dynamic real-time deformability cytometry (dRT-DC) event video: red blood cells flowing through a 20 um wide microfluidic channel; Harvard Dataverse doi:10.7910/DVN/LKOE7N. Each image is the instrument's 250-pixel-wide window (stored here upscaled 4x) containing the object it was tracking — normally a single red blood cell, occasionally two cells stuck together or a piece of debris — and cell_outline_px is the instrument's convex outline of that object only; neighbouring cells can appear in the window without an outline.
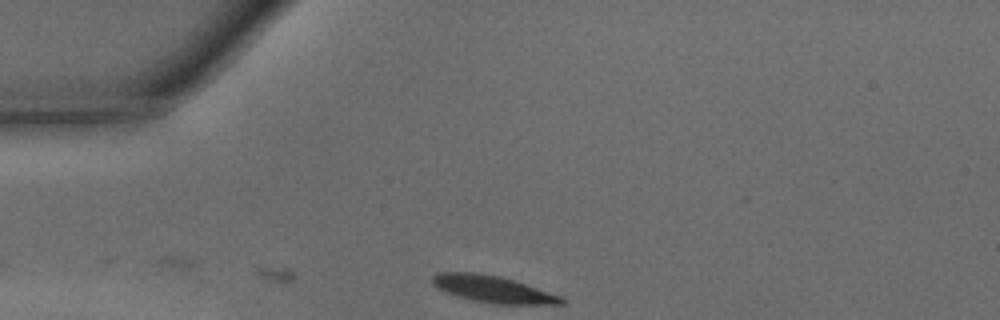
{"species": "common noctule bat (a hibernating species)", "species_latin": "Nyctalus noctula", "temperature_condition": "warm", "stored_images_in_passage": 21, "camera_frame_rate_fps": 3000, "um_per_image_px": 0.085, "animal": {"sex": "male", "body_mass_g": 15.6}, "frame": {"image": 1, "passage_image": 1, "time_ms": 0.0, "image_size_px": [1000, 320], "cell_outline_px": [[564, 304], [492, 304], [472, 300], [456, 296], [444, 292], [436, 288], [432, 284], [432, 276], [436, 272], [472, 272], [500, 276], [564, 296]], "centroid_in_image_um": [41.87, 24.58], "position_along_channel_um": 43.1, "area_um2": 20.4}}